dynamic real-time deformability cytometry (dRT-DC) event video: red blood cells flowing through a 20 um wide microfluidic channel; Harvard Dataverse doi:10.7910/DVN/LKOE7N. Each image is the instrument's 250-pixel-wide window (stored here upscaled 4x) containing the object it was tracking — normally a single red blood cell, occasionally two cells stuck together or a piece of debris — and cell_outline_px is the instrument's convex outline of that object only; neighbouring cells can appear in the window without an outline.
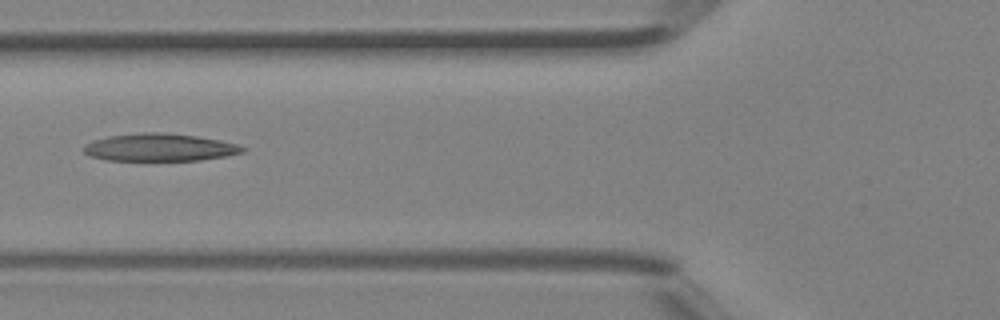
{"species": "Egyptian fruit bat (a non-hibernating species)", "species_latin": "Rousettus aegyptiacus", "temperature_condition": "room temperature", "stored_images_in_passage": 5, "camera_frame_rate_fps": 3000, "um_per_image_px": 0.085, "animal": {"sex": "female"}, "frame": {"image": 1, "passage_image": 5, "time_ms": 1.333, "image_size_px": [1000, 320], "cell_outline_px": [[248, 148], [244, 152], [228, 156], [200, 160], [104, 160], [88, 156], [84, 152], [84, 144], [92, 140], [108, 136], [140, 132], [164, 132], [196, 136], [220, 140], [240, 144]], "centroid_in_image_um": [13.58, 12.52], "position_along_channel_um": 112.2, "area_um2": 25.89}}